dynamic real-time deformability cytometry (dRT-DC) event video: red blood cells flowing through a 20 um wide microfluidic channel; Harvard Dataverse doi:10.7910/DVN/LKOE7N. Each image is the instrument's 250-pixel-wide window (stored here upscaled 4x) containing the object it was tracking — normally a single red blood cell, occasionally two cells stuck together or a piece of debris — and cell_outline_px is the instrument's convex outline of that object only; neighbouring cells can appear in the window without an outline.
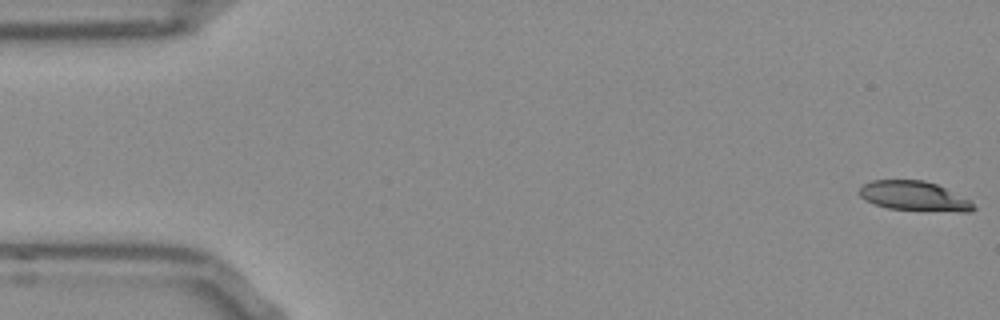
{"species": "Egyptian fruit bat (a non-hibernating species)", "species_latin": "Rousettus aegyptiacus", "temperature_condition": "room temperature", "stored_images_in_passage": 16, "camera_frame_rate_fps": 3000, "um_per_image_px": 0.085, "frame": {"image": 1, "passage_image": 1, "time_ms": 0.0, "image_size_px": [1000, 320], "cell_outline_px": [[976, 208], [968, 212], [960, 212], [888, 208], [864, 200], [860, 196], [860, 188], [864, 184], [872, 180], [924, 180], [936, 184], [972, 200]], "centroid_in_image_um": [77.74, 16.66], "position_along_channel_um": 7.3, "area_um2": 19.59}}